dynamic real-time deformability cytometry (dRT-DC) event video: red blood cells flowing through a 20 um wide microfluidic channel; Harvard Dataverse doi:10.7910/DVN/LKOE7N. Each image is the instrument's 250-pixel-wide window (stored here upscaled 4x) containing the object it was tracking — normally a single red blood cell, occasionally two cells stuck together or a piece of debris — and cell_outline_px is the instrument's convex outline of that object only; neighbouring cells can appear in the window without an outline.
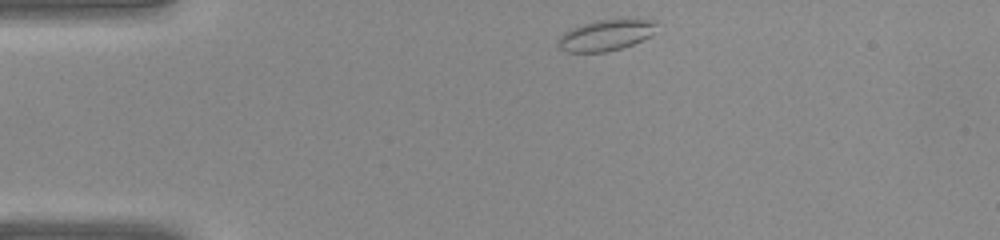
{"species": "common noctule bat (a hibernating species)", "species_latin": "Nyctalus noctula", "temperature_condition": "warm", "stored_images_in_passage": 33, "camera_frame_rate_fps": 3000, "um_per_image_px": 0.085, "animal": {"sex": "female", "body_mass_g": 22.0, "forearm_length_mm": 56.7}, "frame": {"image": 1, "passage_image": 1, "time_ms": 0.0, "image_size_px": [1000, 240], "cell_outline_px": [[656, 20], [652, 32], [648, 36], [632, 44], [620, 48], [604, 52], [568, 52], [560, 48], [556, 44], [556, 40], [564, 32], [572, 28], [584, 24], [600, 20]], "centroid_in_image_um": [51.4, 3.01], "position_along_channel_um": 33.6, "area_um2": 17.17}}
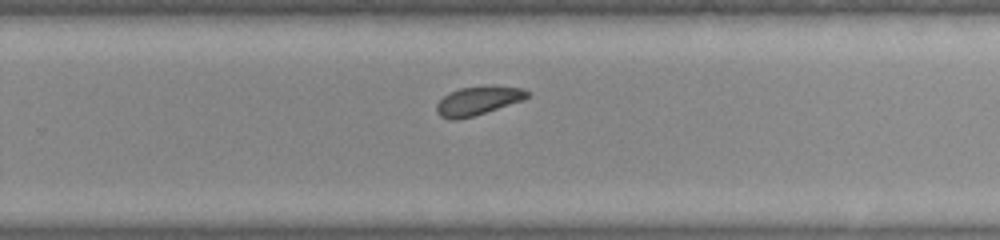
{"frame": {"image": 2, "passage_image": 19, "time_ms": 6.0, "image_size_px": [1000, 240], "cell_outline_px": [[528, 96], [524, 100], [472, 116], [456, 120], [448, 120], [440, 116], [436, 112], [436, 104], [444, 96], [460, 88], [524, 88], [528, 92]], "centroid_in_image_um": [40.57, 8.62], "position_along_channel_um": 289.2, "area_um2": 14.39}}
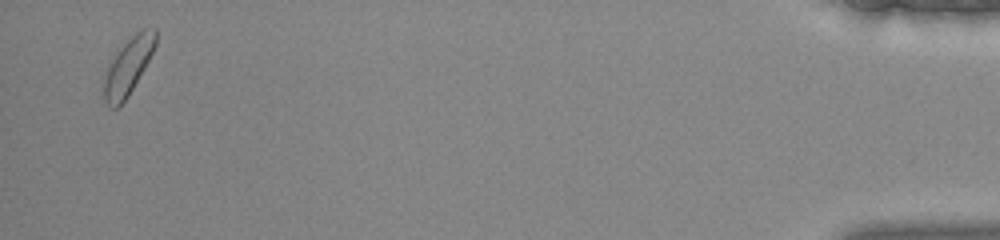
{"frame": {"image": 3, "passage_image": 32, "time_ms": 10.333, "image_size_px": [1000, 240], "cell_outline_px": [[156, 44], [144, 68], [128, 96], [116, 108], [108, 108], [104, 104], [104, 76], [112, 60], [124, 44], [140, 28], [156, 28]], "centroid_in_image_um": [10.89, 5.66], "position_along_channel_um": 424.3, "area_um2": 16.65}}